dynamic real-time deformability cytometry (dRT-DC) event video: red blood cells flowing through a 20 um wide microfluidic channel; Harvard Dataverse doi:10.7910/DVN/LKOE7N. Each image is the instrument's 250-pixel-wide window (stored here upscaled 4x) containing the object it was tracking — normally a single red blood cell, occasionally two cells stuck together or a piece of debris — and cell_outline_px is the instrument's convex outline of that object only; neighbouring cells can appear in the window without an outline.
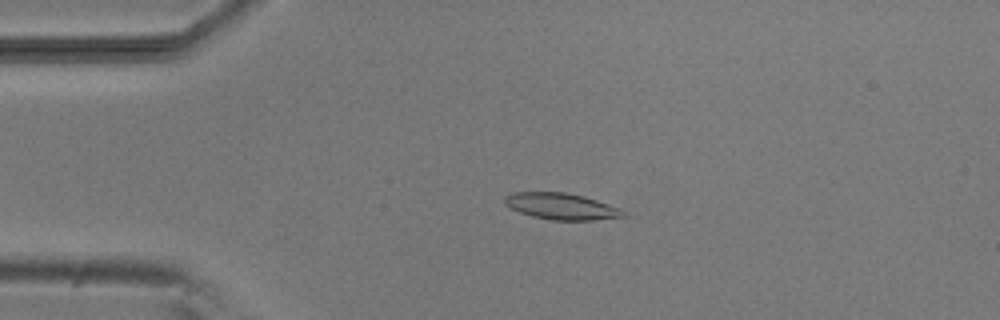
{"species": "common noctule bat (a hibernating species)", "species_latin": "Nyctalus noctula", "temperature_condition": "room temperature", "stored_images_in_passage": 4, "camera_frame_rate_fps": 3000, "um_per_image_px": 0.085, "animal": {"sex": "male", "body_mass_g": 20.5, "forearm_length_mm": 52.5}, "frame": {"image": 1, "passage_image": 3, "time_ms": 2.333, "image_size_px": [1000, 320], "cell_outline_px": [[628, 216], [592, 220], [552, 220], [532, 216], [520, 212], [504, 204], [504, 196], [512, 192], [568, 192], [584, 196], [620, 208]], "centroid_in_image_um": [47.7, 17.53], "position_along_channel_um": 37.3, "area_um2": 18.26}}